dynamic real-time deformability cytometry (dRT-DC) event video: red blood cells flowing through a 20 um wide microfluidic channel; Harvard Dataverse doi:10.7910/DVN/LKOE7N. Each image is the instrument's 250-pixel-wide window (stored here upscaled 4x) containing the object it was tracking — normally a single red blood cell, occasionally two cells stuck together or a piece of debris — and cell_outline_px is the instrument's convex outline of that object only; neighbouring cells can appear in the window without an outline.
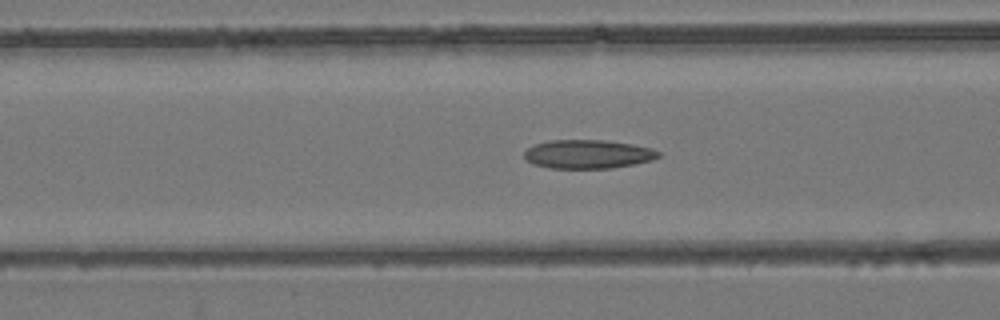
{"species": "common noctule bat (a hibernating species)", "species_latin": "Nyctalus noctula", "temperature_condition": "room temperature", "stored_images_in_passage": 53, "camera_frame_rate_fps": 3000, "um_per_image_px": 0.085, "animal": {"sex": "female", "body_mass_g": 24.6, "forearm_length_mm": 56.2}, "frame": {"image": 1, "passage_image": 21, "time_ms": 6.667, "image_size_px": [1000, 320], "cell_outline_px": [[660, 156], [652, 160], [612, 168], [548, 168], [532, 164], [524, 156], [524, 152], [528, 148], [536, 144], [548, 140], [604, 140], [632, 144], [652, 148], [660, 152]], "centroid_in_image_um": [49.97, 13.1], "position_along_channel_um": 116.6, "area_um2": 22.43}}
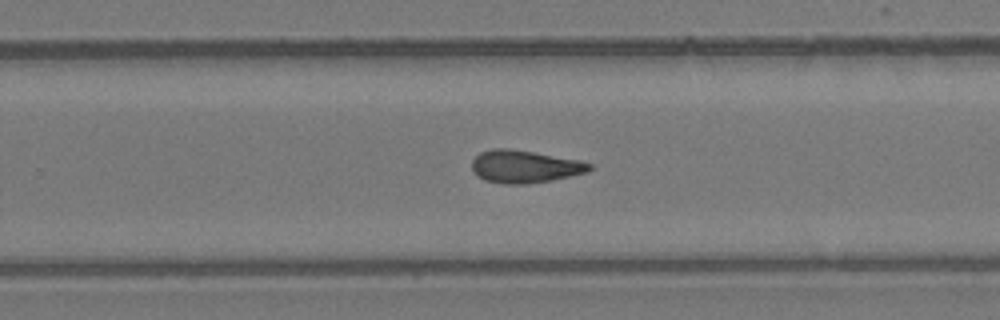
{"frame": {"image": 2, "passage_image": 34, "time_ms": 11.0, "image_size_px": [1000, 320], "cell_outline_px": [[592, 168], [588, 172], [552, 180], [528, 184], [504, 184], [484, 180], [476, 176], [472, 168], [472, 160], [480, 152], [492, 148], [508, 148], [580, 160], [592, 164]], "centroid_in_image_um": [44.58, 14.16], "position_along_channel_um": 285.2, "area_um2": 22.43}}
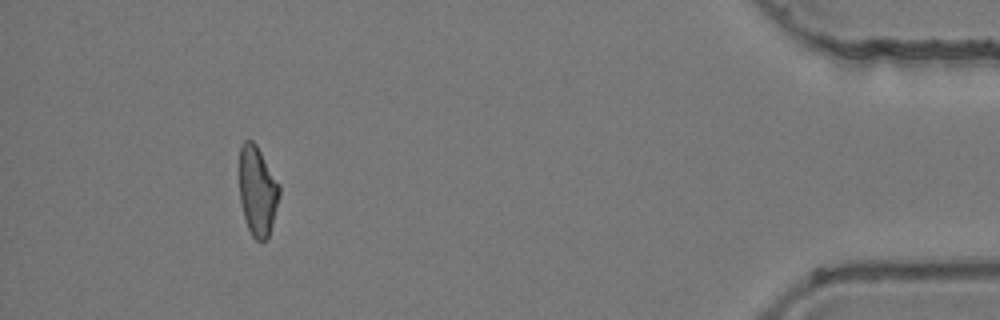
{"frame": {"image": 3, "passage_image": 49, "time_ms": 16.0, "image_size_px": [1000, 320], "cell_outline_px": [[280, 196], [272, 224], [268, 236], [264, 240], [256, 240], [252, 236], [248, 228], [244, 216], [240, 200], [240, 144], [244, 140], [252, 140], [256, 144], [280, 184]], "centroid_in_image_um": [21.89, 16.2], "position_along_channel_um": 413.3, "area_um2": 20.81}, "authors_computed_cell_mechanics": {"area_um2": 22.3108, "velocity_mm_per_s": 3.895, "shape_relaxation_time_tau1_ms": null, "shape_relaxation_time_tau2_ms": 6.9918, "deformation_change_tau1": null, "deformation_change_tau2": 0.1567}}